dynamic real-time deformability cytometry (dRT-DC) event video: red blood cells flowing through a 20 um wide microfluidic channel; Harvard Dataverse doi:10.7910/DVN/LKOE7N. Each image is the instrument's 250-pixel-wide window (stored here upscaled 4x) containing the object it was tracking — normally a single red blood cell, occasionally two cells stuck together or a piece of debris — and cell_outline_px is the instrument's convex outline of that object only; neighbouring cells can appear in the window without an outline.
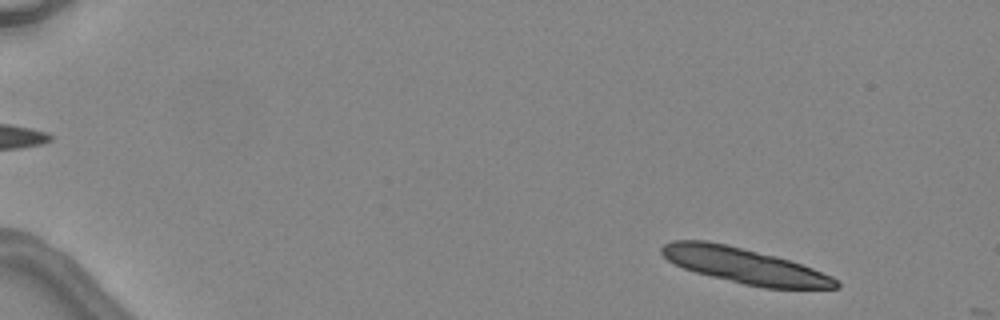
{"species": "common noctule bat (a hibernating species)", "species_latin": "Nyctalus noctula", "temperature_condition": "warm", "stored_images_in_passage": 3, "camera_frame_rate_fps": 3000, "um_per_image_px": 0.085, "animal": {"sex": "female", "body_mass_g": 24.6, "forearm_length_mm": 56.2}, "frame": {"image": 1, "passage_image": 2, "time_ms": 1.0, "image_size_px": [1000, 320], "cell_outline_px": [[840, 288], [764, 288], [744, 284], [696, 272], [684, 268], [668, 260], [660, 252], [660, 248], [664, 244], [672, 240], [708, 240], [776, 256], [812, 268], [832, 276], [840, 280]], "centroid_in_image_um": [63.29, 22.58], "position_along_channel_um": 21.7, "area_um2": 35.72}}